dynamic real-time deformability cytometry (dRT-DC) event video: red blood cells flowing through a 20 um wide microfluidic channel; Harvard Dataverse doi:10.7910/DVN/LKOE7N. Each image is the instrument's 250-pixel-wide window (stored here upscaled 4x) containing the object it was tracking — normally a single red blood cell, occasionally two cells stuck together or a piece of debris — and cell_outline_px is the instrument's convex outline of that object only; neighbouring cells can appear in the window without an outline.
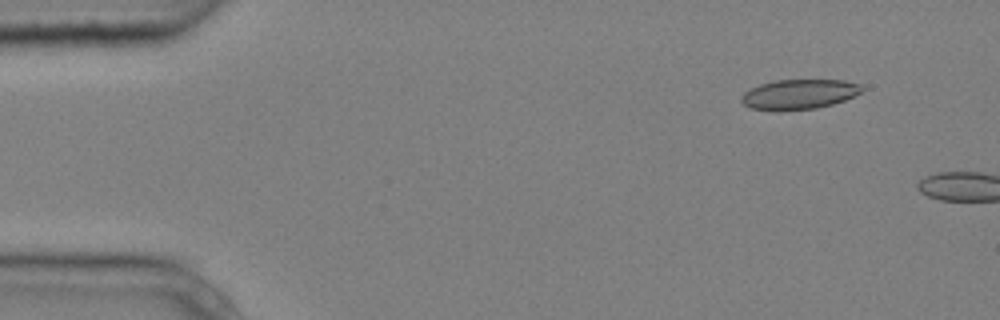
{"species": "common noctule bat (a hibernating species)", "species_latin": "Nyctalus noctula", "temperature_condition": "cold", "stored_images_in_passage": 5, "segment_of_instrument_passage": [2, 2], "camera_frame_rate_fps": 3000, "um_per_image_px": 0.085, "animal": {"sex": "male", "body_mass_g": 20.4}, "frame": {"image": 1, "passage_image": 5, "time_ms": 1.333, "image_size_px": [1000, 320], "cell_outline_px": [[864, 88], [860, 92], [844, 100], [832, 104], [816, 108], [780, 112], [776, 112], [748, 108], [740, 100], [740, 96], [748, 88], [772, 80], [844, 80], [860, 84]], "centroid_in_image_um": [67.83, 8.03], "position_along_channel_um": 17.2, "area_um2": 21.44}}